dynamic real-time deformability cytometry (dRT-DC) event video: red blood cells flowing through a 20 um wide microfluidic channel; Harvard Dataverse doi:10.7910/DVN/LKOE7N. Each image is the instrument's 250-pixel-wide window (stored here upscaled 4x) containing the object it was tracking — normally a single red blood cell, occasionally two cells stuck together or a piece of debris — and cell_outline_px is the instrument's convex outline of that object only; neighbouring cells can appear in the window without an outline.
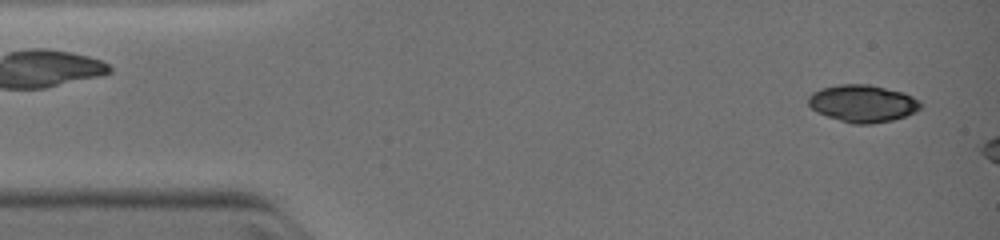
{"species": "common noctule bat (a hibernating species)", "species_latin": "Nyctalus noctula", "temperature_condition": "warm", "stored_images_in_passage": 2, "segment_of_instrument_passage": [2, 2], "camera_frame_rate_fps": 3000, "um_per_image_px": 0.085, "animal": {"sex": "female", "body_mass_g": 19.0, "forearm_length_mm": 51.5}, "frame": {"image": 1, "passage_image": 2, "time_ms": 1.0, "image_size_px": [1000, 240], "cell_outline_px": [[920, 108], [916, 112], [892, 120], [868, 124], [852, 124], [816, 112], [808, 104], [808, 96], [812, 92], [820, 88], [836, 84], [868, 84], [904, 92], [920, 100]], "centroid_in_image_um": [73.31, 8.78], "position_along_channel_um": 11.7, "area_um2": 24.45}}